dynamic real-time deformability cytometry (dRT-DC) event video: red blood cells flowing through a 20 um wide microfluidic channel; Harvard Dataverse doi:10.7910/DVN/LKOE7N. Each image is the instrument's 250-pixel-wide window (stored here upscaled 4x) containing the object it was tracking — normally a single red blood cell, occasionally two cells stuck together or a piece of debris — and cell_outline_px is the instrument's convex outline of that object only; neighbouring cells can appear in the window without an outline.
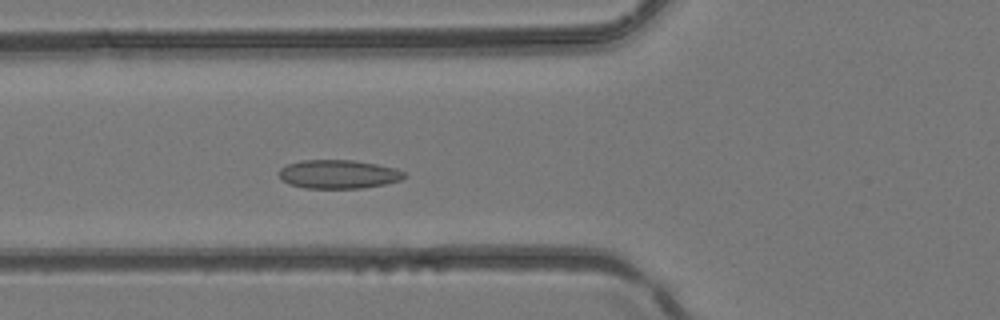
{"species": "common noctule bat (a hibernating species)", "species_latin": "Nyctalus noctula", "temperature_condition": "room temperature", "stored_images_in_passage": 39, "camera_frame_rate_fps": 3000, "um_per_image_px": 0.085, "animal": {"sex": "female", "body_mass_g": 24.6, "forearm_length_mm": 56.2}, "frame": {"image": 1, "passage_image": 12, "time_ms": 3.667, "image_size_px": [1000, 320], "cell_outline_px": [[408, 176], [400, 180], [384, 184], [360, 188], [304, 188], [288, 184], [276, 172], [280, 168], [288, 164], [300, 160], [352, 160], [376, 164], [396, 168], [404, 172]], "centroid_in_image_um": [28.75, 14.8], "position_along_channel_um": 97.1, "area_um2": 20.98}}
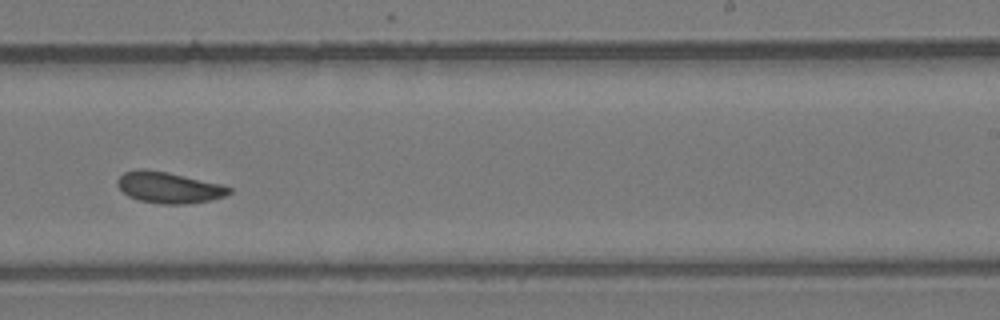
{"frame": {"image": 2, "passage_image": 23, "time_ms": 7.333, "image_size_px": [1000, 320], "cell_outline_px": [[232, 192], [224, 196], [212, 200], [184, 204], [160, 204], [140, 200], [128, 196], [116, 184], [116, 180], [124, 172], [136, 168], [144, 168], [168, 172], [220, 184], [232, 188]], "centroid_in_image_um": [14.33, 15.93], "position_along_channel_um": 274.7, "area_um2": 20.35}}
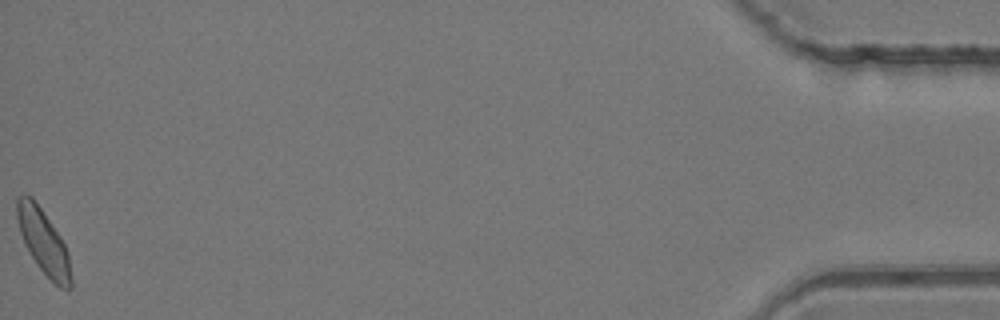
{"frame": {"image": 3, "passage_image": 39, "time_ms": 12.667, "image_size_px": [1000, 320], "cell_outline_px": [[72, 288], [60, 288], [36, 264], [20, 232], [16, 216], [16, 196], [24, 192], [32, 196], [60, 236], [64, 244], [68, 256], [72, 276]], "centroid_in_image_um": [3.68, 20.5], "position_along_channel_um": 431.5, "area_um2": 20.0}}